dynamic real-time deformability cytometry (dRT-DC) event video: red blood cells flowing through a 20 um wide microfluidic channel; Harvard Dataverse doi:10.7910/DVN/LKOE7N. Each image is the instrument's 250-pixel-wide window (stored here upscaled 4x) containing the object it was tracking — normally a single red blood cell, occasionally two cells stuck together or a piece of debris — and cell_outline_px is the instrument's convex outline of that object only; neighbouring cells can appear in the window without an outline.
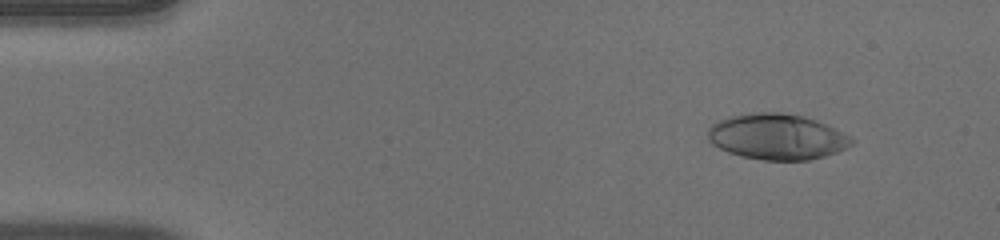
{"species": "human", "species_latin": "Homo sapiens", "temperature_condition": "warm", "stored_images_in_passage": 51, "camera_frame_rate_fps": 3000, "um_per_image_px": 0.085, "donor": {"sex": "male"}, "frame": {"image": 1, "passage_image": 6, "time_ms": 1.667, "image_size_px": [1000, 240], "cell_outline_px": [[856, 140], [852, 144], [836, 152], [824, 156], [808, 160], [764, 160], [740, 156], [728, 152], [712, 144], [708, 140], [708, 128], [712, 124], [720, 120], [732, 116], [756, 112], [780, 112], [800, 116], [816, 120], [852, 136]], "centroid_in_image_um": [66.05, 11.63], "position_along_channel_um": 19.0, "area_um2": 38.15}}
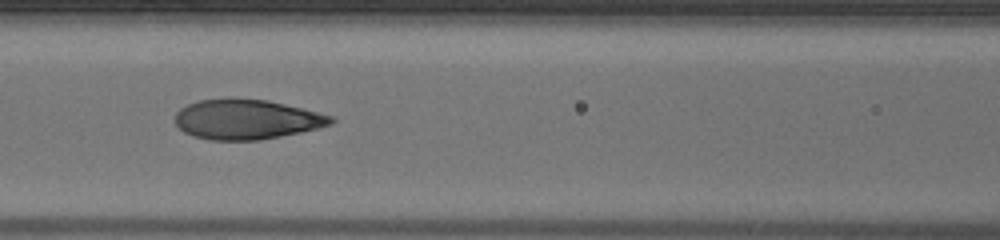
{"frame": {"image": 2, "passage_image": 23, "time_ms": 7.333, "image_size_px": [1000, 240], "cell_outline_px": [[336, 120], [332, 124], [320, 128], [260, 140], [212, 140], [192, 136], [184, 132], [176, 124], [176, 112], [180, 108], [188, 104], [200, 100], [228, 96], [232, 96], [268, 100], [332, 116]], "centroid_in_image_um": [20.93, 10.12], "position_along_channel_um": 145.7, "area_um2": 36.59}}
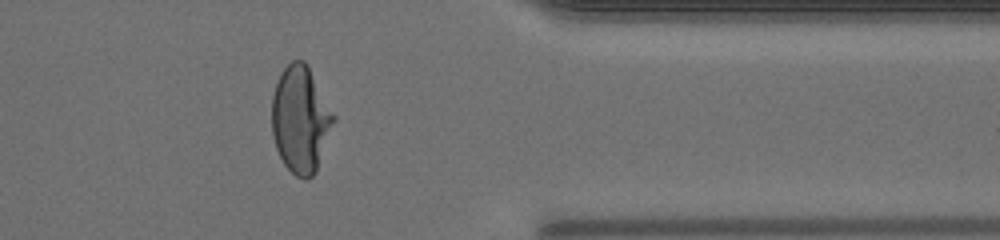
{"frame": {"image": 3, "passage_image": 42, "time_ms": 13.667, "image_size_px": [1000, 240], "cell_outline_px": [[336, 120], [316, 172], [312, 176], [304, 180], [296, 176], [284, 164], [276, 148], [272, 136], [272, 96], [280, 72], [292, 60], [304, 60], [308, 64], [336, 116]], "centroid_in_image_um": [25.56, 10.14], "position_along_channel_um": 385.8, "area_um2": 38.78}, "authors_computed_cell_mechanics": {"area_um2": 37.0498, "velocity_mm_per_s": 4.0174, "shape_relaxation_time_tau1_ms": 7.699, "shape_relaxation_time_tau2_ms": null, "deformation_change_tau1": 0.345, "deformation_change_tau2": null}}